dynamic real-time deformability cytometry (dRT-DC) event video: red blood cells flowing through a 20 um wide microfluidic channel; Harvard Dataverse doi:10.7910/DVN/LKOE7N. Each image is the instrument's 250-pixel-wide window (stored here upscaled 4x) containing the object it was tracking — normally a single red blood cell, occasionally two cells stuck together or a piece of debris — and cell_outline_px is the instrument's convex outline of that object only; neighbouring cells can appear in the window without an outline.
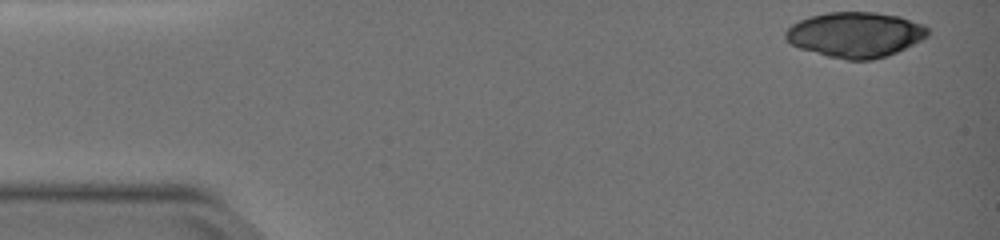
{"species": "common noctule bat (a hibernating species)", "species_latin": "Nyctalus noctula", "temperature_condition": "warm", "stored_images_in_passage": 14, "camera_frame_rate_fps": 3000, "um_per_image_px": 0.085, "animal": {"sex": "female", "body_mass_g": 19.0, "forearm_length_mm": 51.5}, "frame": {"image": 1, "passage_image": 1, "time_ms": 0.0, "image_size_px": [1000, 240], "cell_outline_px": [[928, 36], [888, 56], [872, 60], [848, 60], [828, 56], [800, 48], [784, 40], [784, 32], [792, 24], [800, 20], [812, 16], [828, 12], [876, 12], [900, 16], [924, 24], [928, 28]], "centroid_in_image_um": [72.7, 2.94], "position_along_channel_um": 12.3, "area_um2": 37.51}}